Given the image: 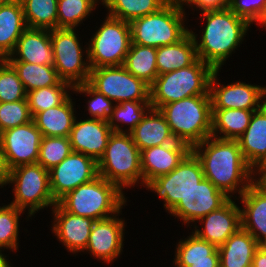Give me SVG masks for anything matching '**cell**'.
<instances>
[{"mask_svg": "<svg viewBox=\"0 0 266 267\" xmlns=\"http://www.w3.org/2000/svg\"><path fill=\"white\" fill-rule=\"evenodd\" d=\"M192 152L202 164L204 177L230 198H239L255 181V170L244 159L237 140L210 136Z\"/></svg>", "mask_w": 266, "mask_h": 267, "instance_id": "1", "label": "cell"}, {"mask_svg": "<svg viewBox=\"0 0 266 267\" xmlns=\"http://www.w3.org/2000/svg\"><path fill=\"white\" fill-rule=\"evenodd\" d=\"M198 15L203 22L199 24H204L198 27L203 28L198 30L191 26L189 29L195 41L197 57L214 70L222 69L242 42H246L245 37L253 25L236 15L229 7L204 11Z\"/></svg>", "mask_w": 266, "mask_h": 267, "instance_id": "2", "label": "cell"}, {"mask_svg": "<svg viewBox=\"0 0 266 267\" xmlns=\"http://www.w3.org/2000/svg\"><path fill=\"white\" fill-rule=\"evenodd\" d=\"M125 194L116 184L98 175L67 193L57 203L71 214L96 221L112 217L128 206L127 202L131 201Z\"/></svg>", "mask_w": 266, "mask_h": 267, "instance_id": "3", "label": "cell"}, {"mask_svg": "<svg viewBox=\"0 0 266 267\" xmlns=\"http://www.w3.org/2000/svg\"><path fill=\"white\" fill-rule=\"evenodd\" d=\"M176 141L191 149L211 136L212 106L210 95H196L159 108Z\"/></svg>", "mask_w": 266, "mask_h": 267, "instance_id": "4", "label": "cell"}, {"mask_svg": "<svg viewBox=\"0 0 266 267\" xmlns=\"http://www.w3.org/2000/svg\"><path fill=\"white\" fill-rule=\"evenodd\" d=\"M98 175L116 184L123 192L143 187L141 151L129 133L112 132L104 155L99 159Z\"/></svg>", "mask_w": 266, "mask_h": 267, "instance_id": "5", "label": "cell"}, {"mask_svg": "<svg viewBox=\"0 0 266 267\" xmlns=\"http://www.w3.org/2000/svg\"><path fill=\"white\" fill-rule=\"evenodd\" d=\"M187 14L175 0H170L157 12L129 23L131 43L154 48L177 43L189 32Z\"/></svg>", "mask_w": 266, "mask_h": 267, "instance_id": "6", "label": "cell"}, {"mask_svg": "<svg viewBox=\"0 0 266 267\" xmlns=\"http://www.w3.org/2000/svg\"><path fill=\"white\" fill-rule=\"evenodd\" d=\"M215 70L199 58L190 66L158 75L150 85L151 108L196 96L210 95L209 83Z\"/></svg>", "mask_w": 266, "mask_h": 267, "instance_id": "7", "label": "cell"}, {"mask_svg": "<svg viewBox=\"0 0 266 267\" xmlns=\"http://www.w3.org/2000/svg\"><path fill=\"white\" fill-rule=\"evenodd\" d=\"M12 186V201L9 203L27 213L24 220H32L42 209L56 205L51 190L49 171L41 164H28L10 170L6 186Z\"/></svg>", "mask_w": 266, "mask_h": 267, "instance_id": "8", "label": "cell"}, {"mask_svg": "<svg viewBox=\"0 0 266 267\" xmlns=\"http://www.w3.org/2000/svg\"><path fill=\"white\" fill-rule=\"evenodd\" d=\"M79 33L80 31L77 29L55 28L50 30L53 66L60 79L72 87L88 82L91 72L88 44L86 41L83 47Z\"/></svg>", "mask_w": 266, "mask_h": 267, "instance_id": "9", "label": "cell"}, {"mask_svg": "<svg viewBox=\"0 0 266 267\" xmlns=\"http://www.w3.org/2000/svg\"><path fill=\"white\" fill-rule=\"evenodd\" d=\"M100 22L87 42L91 69L124 65L131 45L130 24L107 14Z\"/></svg>", "mask_w": 266, "mask_h": 267, "instance_id": "10", "label": "cell"}, {"mask_svg": "<svg viewBox=\"0 0 266 267\" xmlns=\"http://www.w3.org/2000/svg\"><path fill=\"white\" fill-rule=\"evenodd\" d=\"M204 178L202 164L191 151L170 173L148 181L144 188L163 201V208L168 214Z\"/></svg>", "mask_w": 266, "mask_h": 267, "instance_id": "11", "label": "cell"}, {"mask_svg": "<svg viewBox=\"0 0 266 267\" xmlns=\"http://www.w3.org/2000/svg\"><path fill=\"white\" fill-rule=\"evenodd\" d=\"M88 83L115 104L150 101V86L128 72L123 65L91 69Z\"/></svg>", "mask_w": 266, "mask_h": 267, "instance_id": "12", "label": "cell"}, {"mask_svg": "<svg viewBox=\"0 0 266 267\" xmlns=\"http://www.w3.org/2000/svg\"><path fill=\"white\" fill-rule=\"evenodd\" d=\"M220 73L221 69L215 70L209 83L212 109L256 111L266 102V85L246 83L241 79L223 84L220 77H218Z\"/></svg>", "mask_w": 266, "mask_h": 267, "instance_id": "13", "label": "cell"}, {"mask_svg": "<svg viewBox=\"0 0 266 267\" xmlns=\"http://www.w3.org/2000/svg\"><path fill=\"white\" fill-rule=\"evenodd\" d=\"M120 215H124L122 210L112 217L94 222L83 254L88 253L92 256L90 258L110 266L118 258H121L120 256L124 252L127 222Z\"/></svg>", "mask_w": 266, "mask_h": 267, "instance_id": "14", "label": "cell"}, {"mask_svg": "<svg viewBox=\"0 0 266 267\" xmlns=\"http://www.w3.org/2000/svg\"><path fill=\"white\" fill-rule=\"evenodd\" d=\"M97 176V161L88 155L72 151L60 164L49 170L52 196L58 202L67 193Z\"/></svg>", "mask_w": 266, "mask_h": 267, "instance_id": "15", "label": "cell"}, {"mask_svg": "<svg viewBox=\"0 0 266 267\" xmlns=\"http://www.w3.org/2000/svg\"><path fill=\"white\" fill-rule=\"evenodd\" d=\"M41 139V131L33 120L1 132L0 145L9 170L37 163Z\"/></svg>", "mask_w": 266, "mask_h": 267, "instance_id": "16", "label": "cell"}, {"mask_svg": "<svg viewBox=\"0 0 266 267\" xmlns=\"http://www.w3.org/2000/svg\"><path fill=\"white\" fill-rule=\"evenodd\" d=\"M230 197L204 178L168 213L182 225L191 228L200 218L222 207Z\"/></svg>", "mask_w": 266, "mask_h": 267, "instance_id": "17", "label": "cell"}, {"mask_svg": "<svg viewBox=\"0 0 266 267\" xmlns=\"http://www.w3.org/2000/svg\"><path fill=\"white\" fill-rule=\"evenodd\" d=\"M240 228V206L238 201L236 203V198H230L222 207L200 218L189 230L218 248Z\"/></svg>", "mask_w": 266, "mask_h": 267, "instance_id": "18", "label": "cell"}, {"mask_svg": "<svg viewBox=\"0 0 266 267\" xmlns=\"http://www.w3.org/2000/svg\"><path fill=\"white\" fill-rule=\"evenodd\" d=\"M50 211L53 218L50 230L56 240L75 257L77 254L83 253L95 220L71 214L58 203Z\"/></svg>", "mask_w": 266, "mask_h": 267, "instance_id": "19", "label": "cell"}, {"mask_svg": "<svg viewBox=\"0 0 266 267\" xmlns=\"http://www.w3.org/2000/svg\"><path fill=\"white\" fill-rule=\"evenodd\" d=\"M79 118L77 115L69 135L72 151L88 155L98 162L104 155L113 130L106 121L83 116Z\"/></svg>", "mask_w": 266, "mask_h": 267, "instance_id": "20", "label": "cell"}, {"mask_svg": "<svg viewBox=\"0 0 266 267\" xmlns=\"http://www.w3.org/2000/svg\"><path fill=\"white\" fill-rule=\"evenodd\" d=\"M191 151L187 144L178 141L142 150L143 187L148 181L170 173Z\"/></svg>", "mask_w": 266, "mask_h": 267, "instance_id": "21", "label": "cell"}, {"mask_svg": "<svg viewBox=\"0 0 266 267\" xmlns=\"http://www.w3.org/2000/svg\"><path fill=\"white\" fill-rule=\"evenodd\" d=\"M236 200L242 205L241 228L259 243L266 238V188L255 180Z\"/></svg>", "mask_w": 266, "mask_h": 267, "instance_id": "22", "label": "cell"}, {"mask_svg": "<svg viewBox=\"0 0 266 267\" xmlns=\"http://www.w3.org/2000/svg\"><path fill=\"white\" fill-rule=\"evenodd\" d=\"M5 60L53 66L50 30L27 28L18 39L15 50Z\"/></svg>", "mask_w": 266, "mask_h": 267, "instance_id": "23", "label": "cell"}, {"mask_svg": "<svg viewBox=\"0 0 266 267\" xmlns=\"http://www.w3.org/2000/svg\"><path fill=\"white\" fill-rule=\"evenodd\" d=\"M236 140L246 162L258 170L266 162V102L253 112L248 127Z\"/></svg>", "mask_w": 266, "mask_h": 267, "instance_id": "24", "label": "cell"}, {"mask_svg": "<svg viewBox=\"0 0 266 267\" xmlns=\"http://www.w3.org/2000/svg\"><path fill=\"white\" fill-rule=\"evenodd\" d=\"M129 134L140 151L176 141L165 117L159 109L154 108H150L146 112L142 120Z\"/></svg>", "mask_w": 266, "mask_h": 267, "instance_id": "25", "label": "cell"}, {"mask_svg": "<svg viewBox=\"0 0 266 267\" xmlns=\"http://www.w3.org/2000/svg\"><path fill=\"white\" fill-rule=\"evenodd\" d=\"M71 94L58 106L38 112L34 117L42 136L69 137L76 118V101Z\"/></svg>", "mask_w": 266, "mask_h": 267, "instance_id": "26", "label": "cell"}, {"mask_svg": "<svg viewBox=\"0 0 266 267\" xmlns=\"http://www.w3.org/2000/svg\"><path fill=\"white\" fill-rule=\"evenodd\" d=\"M259 243L247 231L240 228L218 247L220 267H252L253 256Z\"/></svg>", "mask_w": 266, "mask_h": 267, "instance_id": "27", "label": "cell"}, {"mask_svg": "<svg viewBox=\"0 0 266 267\" xmlns=\"http://www.w3.org/2000/svg\"><path fill=\"white\" fill-rule=\"evenodd\" d=\"M156 57L158 75L192 65L198 59L193 36L188 32L177 43L158 47Z\"/></svg>", "mask_w": 266, "mask_h": 267, "instance_id": "28", "label": "cell"}, {"mask_svg": "<svg viewBox=\"0 0 266 267\" xmlns=\"http://www.w3.org/2000/svg\"><path fill=\"white\" fill-rule=\"evenodd\" d=\"M27 29L22 4L0 5V57L6 59Z\"/></svg>", "mask_w": 266, "mask_h": 267, "instance_id": "29", "label": "cell"}, {"mask_svg": "<svg viewBox=\"0 0 266 267\" xmlns=\"http://www.w3.org/2000/svg\"><path fill=\"white\" fill-rule=\"evenodd\" d=\"M254 111L244 109H212L211 136L238 139L248 127Z\"/></svg>", "mask_w": 266, "mask_h": 267, "instance_id": "30", "label": "cell"}, {"mask_svg": "<svg viewBox=\"0 0 266 267\" xmlns=\"http://www.w3.org/2000/svg\"><path fill=\"white\" fill-rule=\"evenodd\" d=\"M156 53L157 48L131 43L123 66L150 86L158 76Z\"/></svg>", "mask_w": 266, "mask_h": 267, "instance_id": "31", "label": "cell"}, {"mask_svg": "<svg viewBox=\"0 0 266 267\" xmlns=\"http://www.w3.org/2000/svg\"><path fill=\"white\" fill-rule=\"evenodd\" d=\"M17 72L27 92L44 87L59 85L62 80L54 66L31 64L28 62H8Z\"/></svg>", "mask_w": 266, "mask_h": 267, "instance_id": "32", "label": "cell"}, {"mask_svg": "<svg viewBox=\"0 0 266 267\" xmlns=\"http://www.w3.org/2000/svg\"><path fill=\"white\" fill-rule=\"evenodd\" d=\"M151 108L150 101H123L114 105L108 124L114 132H131Z\"/></svg>", "mask_w": 266, "mask_h": 267, "instance_id": "33", "label": "cell"}, {"mask_svg": "<svg viewBox=\"0 0 266 267\" xmlns=\"http://www.w3.org/2000/svg\"><path fill=\"white\" fill-rule=\"evenodd\" d=\"M6 203L0 204V252L15 253L20 248V218L27 213Z\"/></svg>", "mask_w": 266, "mask_h": 267, "instance_id": "34", "label": "cell"}, {"mask_svg": "<svg viewBox=\"0 0 266 267\" xmlns=\"http://www.w3.org/2000/svg\"><path fill=\"white\" fill-rule=\"evenodd\" d=\"M58 0H23L27 28L53 30L57 28Z\"/></svg>", "mask_w": 266, "mask_h": 267, "instance_id": "35", "label": "cell"}, {"mask_svg": "<svg viewBox=\"0 0 266 267\" xmlns=\"http://www.w3.org/2000/svg\"><path fill=\"white\" fill-rule=\"evenodd\" d=\"M169 1L170 0H113L105 10L107 15L130 23L134 19L157 12Z\"/></svg>", "mask_w": 266, "mask_h": 267, "instance_id": "36", "label": "cell"}, {"mask_svg": "<svg viewBox=\"0 0 266 267\" xmlns=\"http://www.w3.org/2000/svg\"><path fill=\"white\" fill-rule=\"evenodd\" d=\"M97 10L92 0H58L57 28L81 29L93 12Z\"/></svg>", "mask_w": 266, "mask_h": 267, "instance_id": "37", "label": "cell"}, {"mask_svg": "<svg viewBox=\"0 0 266 267\" xmlns=\"http://www.w3.org/2000/svg\"><path fill=\"white\" fill-rule=\"evenodd\" d=\"M70 94L73 96L72 86L65 81L59 85L27 92L26 98L32 117L38 112L60 105Z\"/></svg>", "mask_w": 266, "mask_h": 267, "instance_id": "38", "label": "cell"}, {"mask_svg": "<svg viewBox=\"0 0 266 267\" xmlns=\"http://www.w3.org/2000/svg\"><path fill=\"white\" fill-rule=\"evenodd\" d=\"M72 93L76 96L80 94V97H86L83 99L85 101L84 110L87 112L84 115L86 118H93L98 120H103L108 122L111 112L114 108L115 103L109 100L104 94L99 93L95 90L88 82L84 84L76 85L72 87ZM89 115V117L87 116Z\"/></svg>", "mask_w": 266, "mask_h": 267, "instance_id": "39", "label": "cell"}, {"mask_svg": "<svg viewBox=\"0 0 266 267\" xmlns=\"http://www.w3.org/2000/svg\"><path fill=\"white\" fill-rule=\"evenodd\" d=\"M71 152L69 137L42 136L37 163L49 171Z\"/></svg>", "mask_w": 266, "mask_h": 267, "instance_id": "40", "label": "cell"}, {"mask_svg": "<svg viewBox=\"0 0 266 267\" xmlns=\"http://www.w3.org/2000/svg\"><path fill=\"white\" fill-rule=\"evenodd\" d=\"M189 235V236H188ZM185 238L182 236L175 243L174 260H199L209 259V256L217 249L214 244L198 238L190 232Z\"/></svg>", "mask_w": 266, "mask_h": 267, "instance_id": "41", "label": "cell"}, {"mask_svg": "<svg viewBox=\"0 0 266 267\" xmlns=\"http://www.w3.org/2000/svg\"><path fill=\"white\" fill-rule=\"evenodd\" d=\"M26 91L14 68L3 59L0 62V102L26 99Z\"/></svg>", "mask_w": 266, "mask_h": 267, "instance_id": "42", "label": "cell"}, {"mask_svg": "<svg viewBox=\"0 0 266 267\" xmlns=\"http://www.w3.org/2000/svg\"><path fill=\"white\" fill-rule=\"evenodd\" d=\"M32 120L27 98L14 102H0V133Z\"/></svg>", "mask_w": 266, "mask_h": 267, "instance_id": "43", "label": "cell"}, {"mask_svg": "<svg viewBox=\"0 0 266 267\" xmlns=\"http://www.w3.org/2000/svg\"><path fill=\"white\" fill-rule=\"evenodd\" d=\"M229 8L256 27L266 16V0H231Z\"/></svg>", "mask_w": 266, "mask_h": 267, "instance_id": "44", "label": "cell"}, {"mask_svg": "<svg viewBox=\"0 0 266 267\" xmlns=\"http://www.w3.org/2000/svg\"><path fill=\"white\" fill-rule=\"evenodd\" d=\"M176 3L184 10V12L190 10L191 14L198 11H210L228 8L230 6L231 0H175ZM188 10H187V9ZM190 8V9H189ZM186 10V11H185Z\"/></svg>", "mask_w": 266, "mask_h": 267, "instance_id": "45", "label": "cell"}, {"mask_svg": "<svg viewBox=\"0 0 266 267\" xmlns=\"http://www.w3.org/2000/svg\"><path fill=\"white\" fill-rule=\"evenodd\" d=\"M176 267H220L218 248L209 256V259L199 260H172Z\"/></svg>", "mask_w": 266, "mask_h": 267, "instance_id": "46", "label": "cell"}, {"mask_svg": "<svg viewBox=\"0 0 266 267\" xmlns=\"http://www.w3.org/2000/svg\"><path fill=\"white\" fill-rule=\"evenodd\" d=\"M9 168L7 166L4 152L0 145V189L4 190V186L6 187V183L9 177Z\"/></svg>", "mask_w": 266, "mask_h": 267, "instance_id": "47", "label": "cell"}, {"mask_svg": "<svg viewBox=\"0 0 266 267\" xmlns=\"http://www.w3.org/2000/svg\"><path fill=\"white\" fill-rule=\"evenodd\" d=\"M252 267H266V253L260 248L257 249L253 256Z\"/></svg>", "mask_w": 266, "mask_h": 267, "instance_id": "48", "label": "cell"}, {"mask_svg": "<svg viewBox=\"0 0 266 267\" xmlns=\"http://www.w3.org/2000/svg\"><path fill=\"white\" fill-rule=\"evenodd\" d=\"M255 180L266 188V162L255 171Z\"/></svg>", "mask_w": 266, "mask_h": 267, "instance_id": "49", "label": "cell"}, {"mask_svg": "<svg viewBox=\"0 0 266 267\" xmlns=\"http://www.w3.org/2000/svg\"><path fill=\"white\" fill-rule=\"evenodd\" d=\"M14 266L9 260V254L0 252V267H12Z\"/></svg>", "mask_w": 266, "mask_h": 267, "instance_id": "50", "label": "cell"}, {"mask_svg": "<svg viewBox=\"0 0 266 267\" xmlns=\"http://www.w3.org/2000/svg\"><path fill=\"white\" fill-rule=\"evenodd\" d=\"M113 0H92L96 7L103 6L105 9L112 3Z\"/></svg>", "mask_w": 266, "mask_h": 267, "instance_id": "51", "label": "cell"}, {"mask_svg": "<svg viewBox=\"0 0 266 267\" xmlns=\"http://www.w3.org/2000/svg\"><path fill=\"white\" fill-rule=\"evenodd\" d=\"M23 0H0V5L3 4H21Z\"/></svg>", "mask_w": 266, "mask_h": 267, "instance_id": "52", "label": "cell"}, {"mask_svg": "<svg viewBox=\"0 0 266 267\" xmlns=\"http://www.w3.org/2000/svg\"><path fill=\"white\" fill-rule=\"evenodd\" d=\"M259 248L266 253V238L259 242Z\"/></svg>", "mask_w": 266, "mask_h": 267, "instance_id": "53", "label": "cell"}, {"mask_svg": "<svg viewBox=\"0 0 266 267\" xmlns=\"http://www.w3.org/2000/svg\"><path fill=\"white\" fill-rule=\"evenodd\" d=\"M258 27H262L263 30L265 29V31H266V16H265V18L263 19V21L260 23V25Z\"/></svg>", "mask_w": 266, "mask_h": 267, "instance_id": "54", "label": "cell"}]
</instances>
